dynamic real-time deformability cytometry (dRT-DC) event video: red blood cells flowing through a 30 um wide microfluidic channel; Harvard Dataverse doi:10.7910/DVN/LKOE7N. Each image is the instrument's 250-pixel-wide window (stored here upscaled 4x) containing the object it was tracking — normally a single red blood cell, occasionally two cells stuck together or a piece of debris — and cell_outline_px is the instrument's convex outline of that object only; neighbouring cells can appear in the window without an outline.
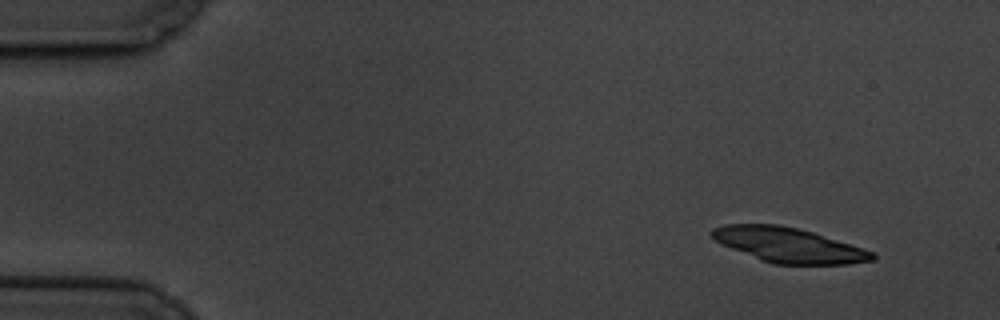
{"species": "common noctule bat (a hibernating species)", "species_latin": "Nyctalus noctula", "temperature_condition": "cold", "stored_images_in_passage": 4, "camera_frame_rate_fps": 3000, "um_per_image_px": 0.085, "animal": {"sex": "male", "body_mass_g": 19.5, "forearm_length_mm": 54.6}, "frame": {"image": 1, "passage_image": 1, "time_ms": 0.0, "image_size_px": [1000, 320], "cell_outline_px": [[876, 256], [872, 260], [848, 264], [772, 264], [760, 260], [720, 244], [708, 232], [712, 228], [724, 224], [780, 224], [812, 232], [872, 252]], "centroid_in_image_um": [66.93, 20.82], "position_along_channel_um": 18.1, "area_um2": 32.19}}